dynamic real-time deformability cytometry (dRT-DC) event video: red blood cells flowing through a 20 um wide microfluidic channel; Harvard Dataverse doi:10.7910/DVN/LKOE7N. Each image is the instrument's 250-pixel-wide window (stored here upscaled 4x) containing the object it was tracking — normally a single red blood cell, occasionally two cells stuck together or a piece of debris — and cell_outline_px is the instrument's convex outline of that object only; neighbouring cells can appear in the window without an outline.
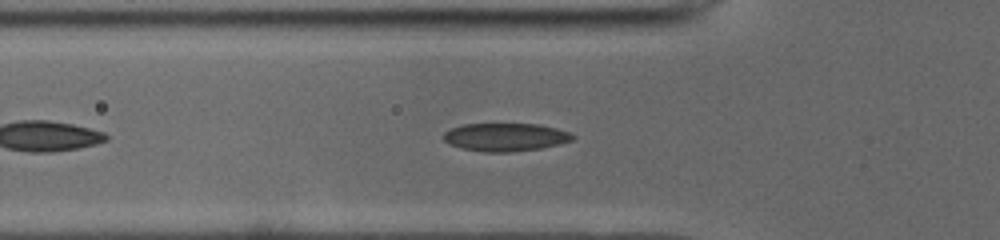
{"species": "common noctule bat (a hibernating species)", "species_latin": "Nyctalus noctula", "temperature_condition": "cold", "stored_images_in_passage": 39, "camera_frame_rate_fps": 3000, "um_per_image_px": 0.085, "animal": {"sex": "male", "body_mass_g": 19.0, "forearm_length_mm": 50.8}, "frame": {"image": 1, "passage_image": 8, "time_ms": 2.333, "image_size_px": [1000, 240], "cell_outline_px": [[576, 136], [572, 140], [560, 144], [540, 148], [512, 152], [484, 152], [464, 148], [452, 144], [444, 140], [444, 132], [452, 128], [464, 124], [536, 124], [556, 128], [568, 132]], "centroid_in_image_um": [42.99, 11.65], "position_along_channel_um": 82.8, "area_um2": 20.87}}
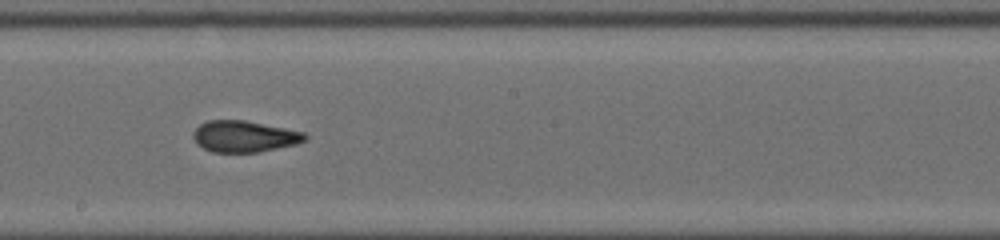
{"frame": {"image": 2, "passage_image": 19, "time_ms": 6.0, "image_size_px": [1000, 240], "cell_outline_px": [[308, 136], [304, 140], [296, 144], [256, 152], [212, 152], [204, 148], [192, 136], [192, 132], [200, 124], [208, 120], [244, 120], [304, 132]], "centroid_in_image_um": [20.75, 11.58], "position_along_channel_um": 227.5, "area_um2": 20.11}}
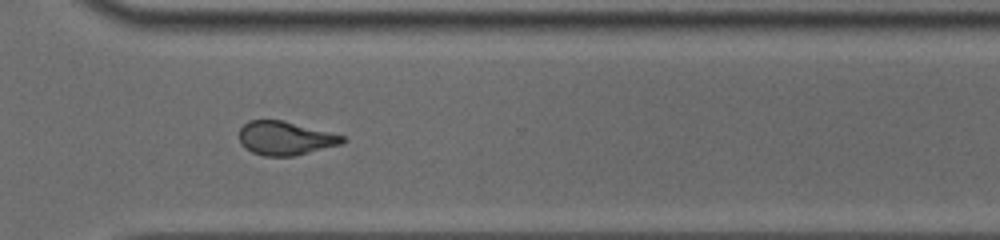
{"frame": {"image": 3, "passage_image": 28, "time_ms": 9.0, "image_size_px": [1000, 240], "cell_outline_px": [[348, 140], [340, 144], [292, 156], [264, 156], [252, 152], [240, 144], [240, 128], [248, 120], [284, 120], [348, 136]], "centroid_in_image_um": [24.28, 11.73], "position_along_channel_um": 346.3, "area_um2": 20.4}, "authors_computed_cell_mechanics": {"area_um2": 20.9814, "velocity_mm_per_s": 3.9489, "shape_relaxation_time_tau1_ms": 8.7534, "shape_relaxation_time_tau2_ms": 2.0112, "deformation_change_tau1": 0.195, "deformation_change_tau2": 0.0934}}